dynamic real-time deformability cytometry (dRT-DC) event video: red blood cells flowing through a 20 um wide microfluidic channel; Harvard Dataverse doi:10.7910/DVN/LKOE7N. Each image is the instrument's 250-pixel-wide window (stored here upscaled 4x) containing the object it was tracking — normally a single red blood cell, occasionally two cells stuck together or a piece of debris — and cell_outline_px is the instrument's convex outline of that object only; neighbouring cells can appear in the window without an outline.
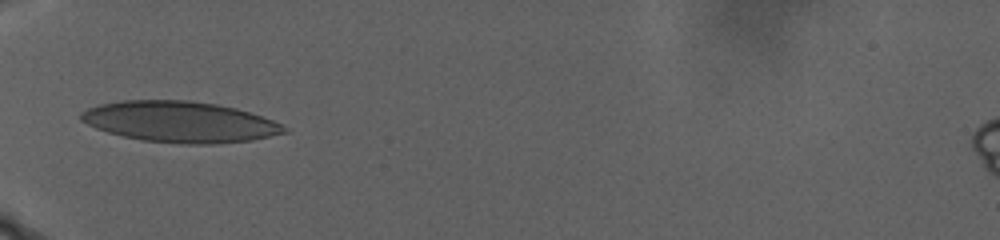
{"species": "human", "species_latin": "Homo sapiens", "temperature_condition": "warm", "stored_images_in_passage": 62, "camera_frame_rate_fps": 3000, "um_per_image_px": 0.085, "donor": {"sex": "male"}, "frame": {"image": 1, "passage_image": 1, "time_ms": 0.0, "image_size_px": [1000, 240], "cell_outline_px": [[288, 132], [252, 140], [212, 144], [180, 144], [140, 140], [108, 132], [96, 128], [80, 120], [80, 112], [88, 108], [100, 104], [124, 100], [188, 100], [216, 104], [236, 108], [272, 120], [280, 124]], "centroid_in_image_um": [15.25, 10.36], "position_along_channel_um": 69.7, "area_um2": 48.26}}
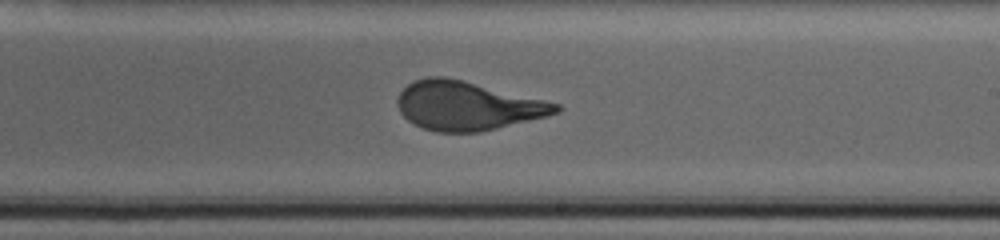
{"frame": {"image": 2, "passage_image": 27, "time_ms": 8.667, "image_size_px": [1000, 240], "cell_outline_px": [[564, 108], [560, 112], [548, 116], [480, 132], [436, 132], [424, 128], [408, 120], [400, 112], [396, 104], [396, 100], [400, 92], [408, 84], [416, 80], [428, 76], [444, 76], [464, 80], [560, 104]], "centroid_in_image_um": [39.73, 8.99], "position_along_channel_um": 249.3, "area_um2": 45.08}}
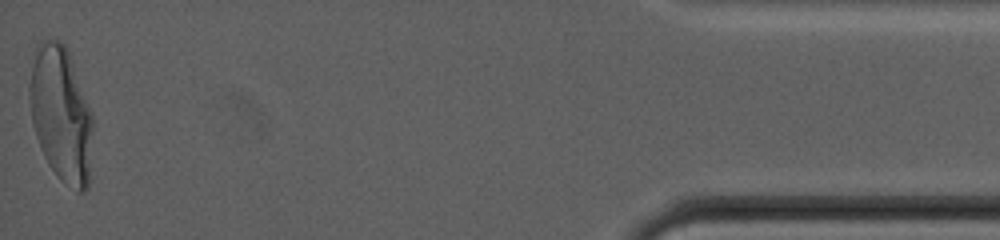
{"frame": {"image": 3, "passage_image": 62, "time_ms": 20.333, "image_size_px": [1000, 240], "cell_outline_px": [[92, 132], [88, 188], [84, 192], [76, 192], [64, 184], [56, 176], [48, 164], [40, 148], [32, 124], [28, 96], [28, 84], [36, 44], [40, 40], [60, 40], [64, 44], [68, 52], [92, 112]], "centroid_in_image_um": [5.16, 9.72], "position_along_channel_um": 430.0, "area_um2": 50.29}, "authors_computed_cell_mechanics": {"area_um2": 45.5464, "velocity_mm_per_s": 2.1551, "shape_relaxation_time_tau1_ms": 11.1517, "shape_relaxation_time_tau2_ms": null, "deformation_change_tau1": 0.2652, "deformation_change_tau2": null}}